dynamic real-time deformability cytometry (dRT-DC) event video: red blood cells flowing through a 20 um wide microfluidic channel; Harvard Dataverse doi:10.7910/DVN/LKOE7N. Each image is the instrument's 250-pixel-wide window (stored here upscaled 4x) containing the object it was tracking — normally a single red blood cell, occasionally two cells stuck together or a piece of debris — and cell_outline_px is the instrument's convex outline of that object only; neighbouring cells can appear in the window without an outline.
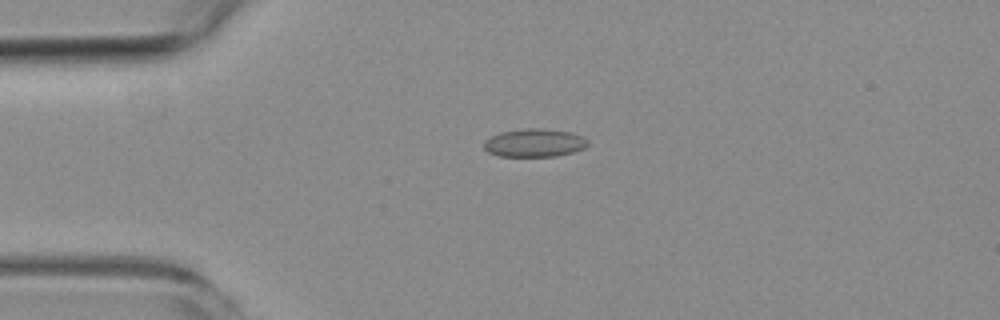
{"species": "common noctule bat (a hibernating species)", "species_latin": "Nyctalus noctula", "temperature_condition": "room temperature", "stored_images_in_passage": 7, "camera_frame_rate_fps": 3000, "um_per_image_px": 0.085, "animal": {"sex": "female", "body_mass_g": 19.3, "forearm_length_mm": 54.1}, "frame": {"image": 1, "passage_image": 4, "time_ms": 3.333, "image_size_px": [1000, 320], "cell_outline_px": [[588, 144], [584, 148], [572, 152], [556, 156], [500, 156], [488, 152], [484, 148], [484, 140], [500, 132], [528, 128], [540, 128], [572, 132], [584, 136], [588, 140]], "centroid_in_image_um": [45.44, 12.13], "position_along_channel_um": 39.6, "area_um2": 17.05}}
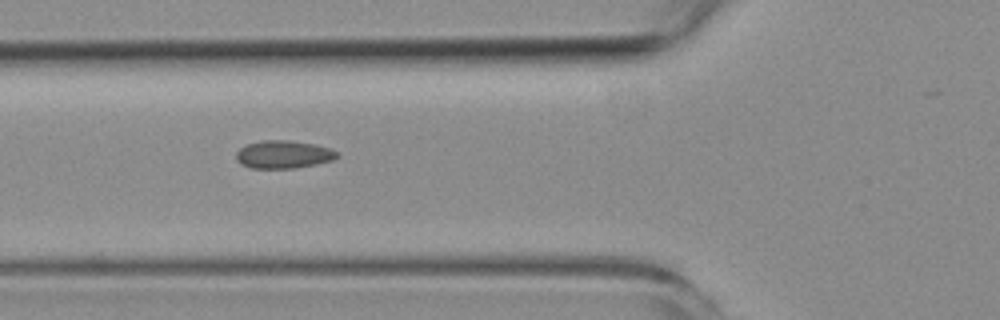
{"frame": {"image": 2, "passage_image": 6, "time_ms": 5.667, "image_size_px": [1000, 320], "cell_outline_px": [[340, 156], [332, 160], [316, 164], [296, 168], [248, 168], [240, 164], [236, 160], [236, 152], [240, 148], [248, 144], [264, 140], [288, 140], [316, 144], [332, 148], [340, 152]], "centroid_in_image_um": [24.13, 13.13], "position_along_channel_um": 101.7, "area_um2": 16.65}}
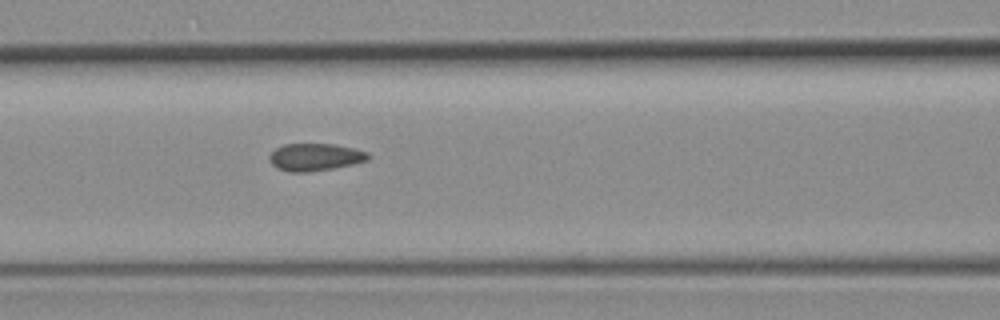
{"frame": {"image": 3, "passage_image": 7, "time_ms": 6.667, "image_size_px": [1000, 320], "cell_outline_px": [[372, 156], [368, 160], [352, 164], [332, 168], [308, 172], [288, 172], [276, 168], [268, 160], [268, 156], [276, 148], [284, 144], [332, 144], [352, 148], [368, 152]], "centroid_in_image_um": [26.76, 13.36], "position_along_channel_um": 139.8, "area_um2": 15.78}}